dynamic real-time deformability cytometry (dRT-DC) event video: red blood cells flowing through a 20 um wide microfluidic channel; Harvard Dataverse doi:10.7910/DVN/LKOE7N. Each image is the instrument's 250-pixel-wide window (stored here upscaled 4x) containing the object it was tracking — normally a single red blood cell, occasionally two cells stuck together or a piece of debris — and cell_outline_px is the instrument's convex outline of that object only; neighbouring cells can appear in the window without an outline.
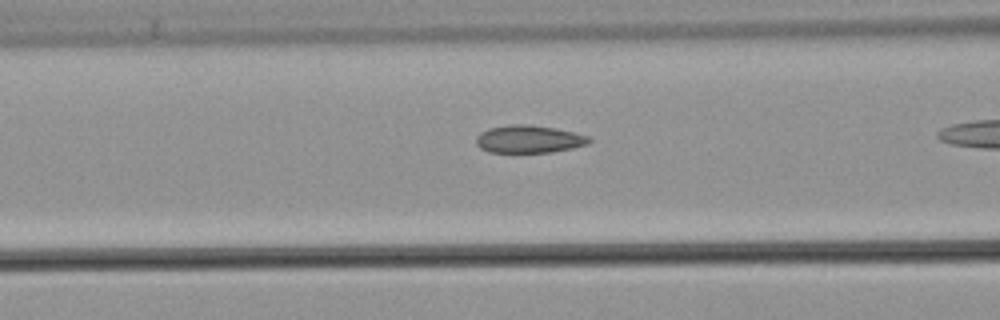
{"species": "common noctule bat (a hibernating species)", "species_latin": "Nyctalus noctula", "temperature_condition": "warm", "stored_images_in_passage": 20, "camera_frame_rate_fps": 3000, "um_per_image_px": 0.085, "animal": {"sex": "male", "body_mass_g": 21.5, "forearm_length_mm": 52.0}, "frame": {"image": 1, "passage_image": 15, "time_ms": 4.667, "image_size_px": [1000, 320], "cell_outline_px": [[592, 140], [588, 144], [572, 148], [552, 152], [488, 152], [480, 148], [476, 144], [476, 136], [480, 132], [488, 128], [512, 124], [528, 124], [556, 128], [576, 132], [588, 136]], "centroid_in_image_um": [44.96, 11.82], "position_along_channel_um": 121.6, "area_um2": 18.38}}